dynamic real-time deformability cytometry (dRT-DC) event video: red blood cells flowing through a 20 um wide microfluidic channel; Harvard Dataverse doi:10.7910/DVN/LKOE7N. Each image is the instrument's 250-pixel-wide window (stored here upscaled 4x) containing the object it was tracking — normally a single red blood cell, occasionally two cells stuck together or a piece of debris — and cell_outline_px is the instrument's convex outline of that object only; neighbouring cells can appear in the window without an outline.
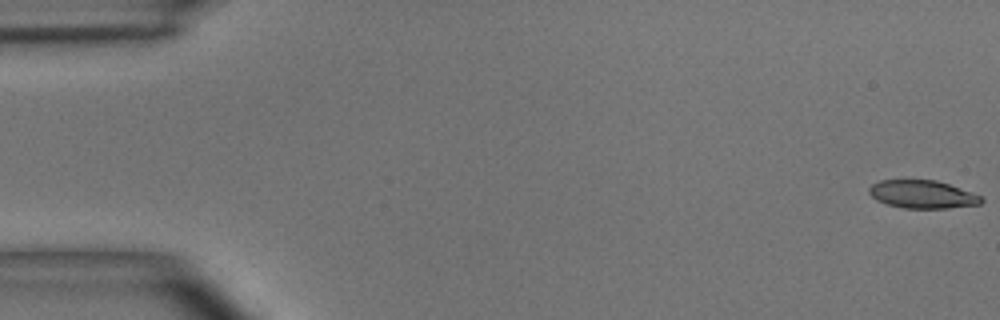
{"species": "common noctule bat (a hibernating species)", "species_latin": "Nyctalus noctula", "temperature_condition": "room temperature", "stored_images_in_passage": 16, "camera_frame_rate_fps": 3000, "um_per_image_px": 0.085, "animal": {"sex": "male", "body_mass_g": 15.6}, "frame": {"image": 1, "passage_image": 1, "time_ms": 0.0, "image_size_px": [1000, 320], "cell_outline_px": [[984, 200], [980, 204], [948, 208], [904, 208], [888, 204], [876, 200], [868, 192], [868, 188], [872, 184], [880, 180], [936, 180], [972, 192], [980, 196]], "centroid_in_image_um": [78.39, 16.52], "position_along_channel_um": 6.6, "area_um2": 18.21}}
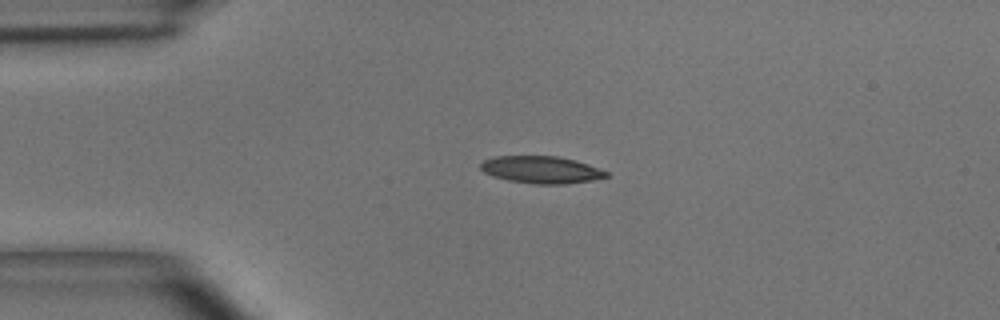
{"frame": {"image": 2, "passage_image": 12, "time_ms": 3.667, "image_size_px": [1000, 320], "cell_outline_px": [[608, 176], [592, 180], [564, 184], [536, 184], [508, 180], [492, 176], [484, 172], [480, 168], [480, 164], [484, 160], [496, 156], [556, 156], [576, 160], [588, 164], [608, 172]], "centroid_in_image_um": [45.99, 14.42], "position_along_channel_um": 39.0, "area_um2": 19.83}}